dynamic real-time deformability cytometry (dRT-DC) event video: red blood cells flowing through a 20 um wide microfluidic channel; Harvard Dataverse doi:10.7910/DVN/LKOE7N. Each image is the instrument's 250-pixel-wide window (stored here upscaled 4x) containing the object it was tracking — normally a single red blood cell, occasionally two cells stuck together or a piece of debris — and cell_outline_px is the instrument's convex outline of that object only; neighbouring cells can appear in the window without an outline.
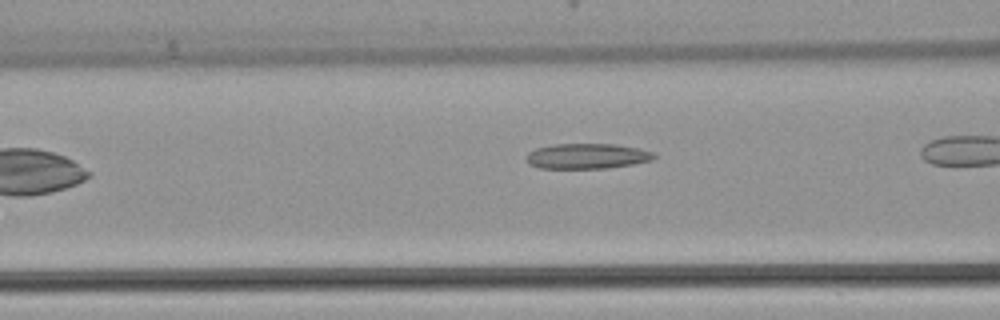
{"species": "common noctule bat (a hibernating species)", "species_latin": "Nyctalus noctula", "temperature_condition": "warm", "stored_images_in_passage": 21, "camera_frame_rate_fps": 3000, "um_per_image_px": 0.085, "animal": {"sex": "female", "body_mass_g": 22.7, "forearm_length_mm": 54.2}, "frame": {"image": 1, "passage_image": 4, "time_ms": 1.0, "image_size_px": [1000, 320], "cell_outline_px": [[656, 156], [652, 160], [632, 164], [608, 168], [540, 168], [528, 164], [524, 156], [528, 152], [536, 148], [556, 144], [616, 144], [640, 148], [652, 152]], "centroid_in_image_um": [49.87, 13.27], "position_along_channel_um": 116.7, "area_um2": 18.9}}